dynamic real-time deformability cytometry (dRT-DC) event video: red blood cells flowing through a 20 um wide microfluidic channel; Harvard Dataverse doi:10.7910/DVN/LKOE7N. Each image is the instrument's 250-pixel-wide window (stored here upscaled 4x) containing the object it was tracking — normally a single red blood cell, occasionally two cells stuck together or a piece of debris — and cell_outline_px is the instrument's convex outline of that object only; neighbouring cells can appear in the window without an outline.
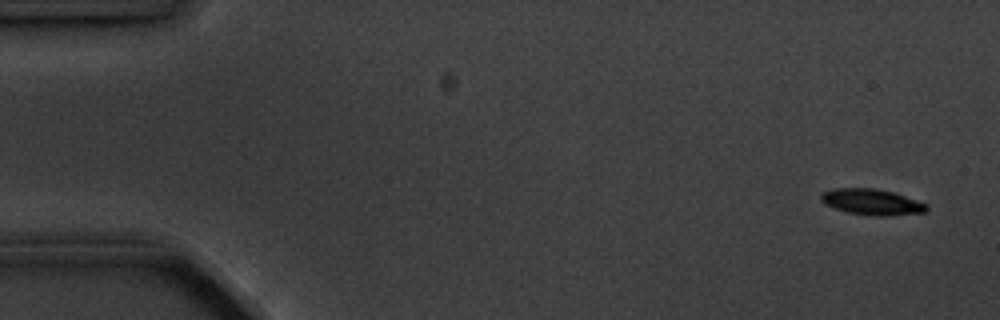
{"species": "common noctule bat (a hibernating species)", "species_latin": "Nyctalus noctula", "temperature_condition": "cold", "stored_images_in_passage": 8, "camera_frame_rate_fps": 3000, "um_per_image_px": 0.085, "animal": {"sex": "male", "body_mass_g": 20.1, "forearm_length_mm": 53.5}, "frame": {"image": 1, "passage_image": 1, "time_ms": 0.0, "image_size_px": [1000, 320], "cell_outline_px": [[928, 212], [892, 216], [876, 216], [848, 212], [824, 204], [820, 200], [820, 196], [824, 192], [832, 188], [872, 188], [892, 192], [928, 204]], "centroid_in_image_um": [74.13, 17.17], "position_along_channel_um": 10.9, "area_um2": 15.95}}
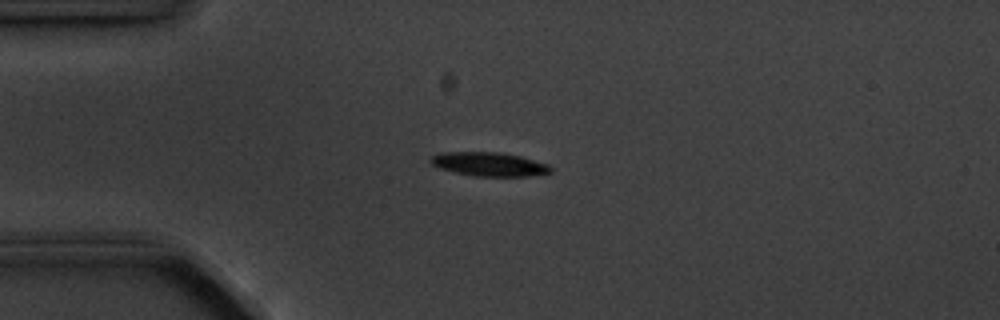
{"frame": {"image": 2, "passage_image": 4, "time_ms": 3.667, "image_size_px": [1000, 320], "cell_outline_px": [[552, 172], [524, 176], [476, 176], [456, 172], [440, 168], [432, 164], [428, 160], [432, 156], [444, 152], [500, 152], [520, 156], [548, 164], [552, 168]], "centroid_in_image_um": [41.58, 13.95], "position_along_channel_um": 43.4, "area_um2": 16.47}}
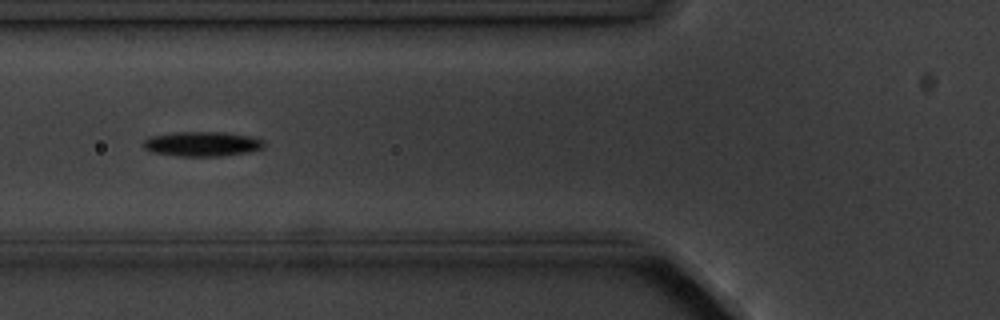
{"frame": {"image": 3, "passage_image": 6, "time_ms": 6.0, "image_size_px": [1000, 320], "cell_outline_px": [[264, 148], [248, 152], [220, 156], [180, 156], [152, 152], [144, 148], [140, 144], [148, 136], [172, 132], [228, 132], [252, 136], [264, 140]], "centroid_in_image_um": [17.16, 12.22], "position_along_channel_um": 108.6, "area_um2": 17.69}}